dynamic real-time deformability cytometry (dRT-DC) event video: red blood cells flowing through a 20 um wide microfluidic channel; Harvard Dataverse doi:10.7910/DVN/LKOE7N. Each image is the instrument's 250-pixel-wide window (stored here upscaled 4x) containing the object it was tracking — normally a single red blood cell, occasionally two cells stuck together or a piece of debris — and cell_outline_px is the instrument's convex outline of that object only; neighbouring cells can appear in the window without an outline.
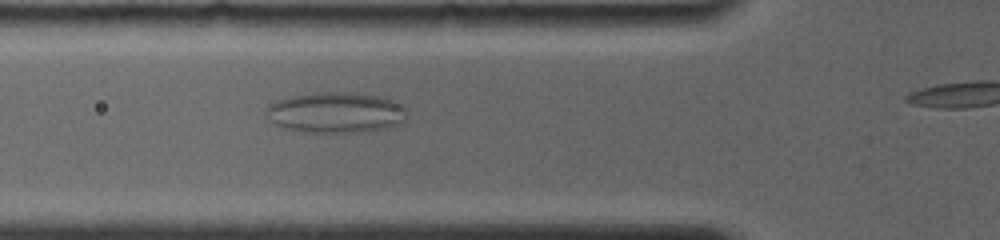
{"species": "common noctule bat (a hibernating species)", "species_latin": "Nyctalus noctula", "temperature_condition": "room temperature", "stored_images_in_passage": 3, "segment_of_instrument_passage": [1, 2], "camera_frame_rate_fps": 4000, "um_per_image_px": 0.085, "animal": {"sex": "female", "body_mass_g": 19.0, "forearm_length_mm": 56.7}, "frame": {"image": 1, "passage_image": 2, "time_ms": 1.0, "image_size_px": [1000, 240], "cell_outline_px": [[408, 112], [404, 120], [400, 124], [384, 128], [348, 132], [312, 132], [280, 128], [272, 124], [264, 116], [264, 108], [268, 104], [276, 100], [296, 96], [328, 92], [344, 92], [376, 96], [392, 100], [408, 108]], "centroid_in_image_um": [28.47, 9.57], "position_along_channel_um": 97.3, "area_um2": 33.29}}